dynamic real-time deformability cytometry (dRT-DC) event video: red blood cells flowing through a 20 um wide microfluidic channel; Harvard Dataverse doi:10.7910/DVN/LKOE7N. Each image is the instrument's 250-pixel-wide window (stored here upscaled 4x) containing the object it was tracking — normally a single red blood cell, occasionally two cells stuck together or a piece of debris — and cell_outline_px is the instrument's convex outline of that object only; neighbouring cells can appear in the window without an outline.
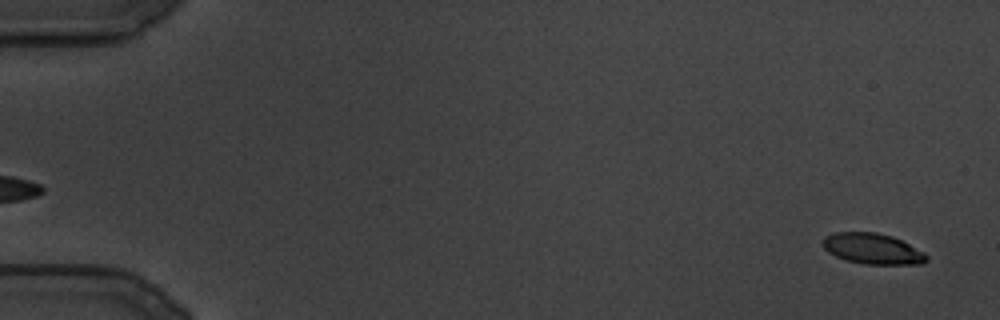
{"species": "common noctule bat (a hibernating species)", "species_latin": "Nyctalus noctula", "temperature_condition": "cold", "stored_images_in_passage": 34, "camera_frame_rate_fps": 3000, "um_per_image_px": 0.085, "animal": {"sex": "male", "body_mass_g": 19.5, "forearm_length_mm": 54.6}, "frame": {"image": 1, "passage_image": 1, "time_ms": 0.0, "image_size_px": [1000, 320], "cell_outline_px": [[928, 260], [924, 264], [864, 264], [844, 260], [828, 252], [824, 248], [824, 236], [832, 232], [876, 232], [892, 236], [924, 252], [928, 256]], "centroid_in_image_um": [74.17, 21.14], "position_along_channel_um": 10.8, "area_um2": 18.61}}
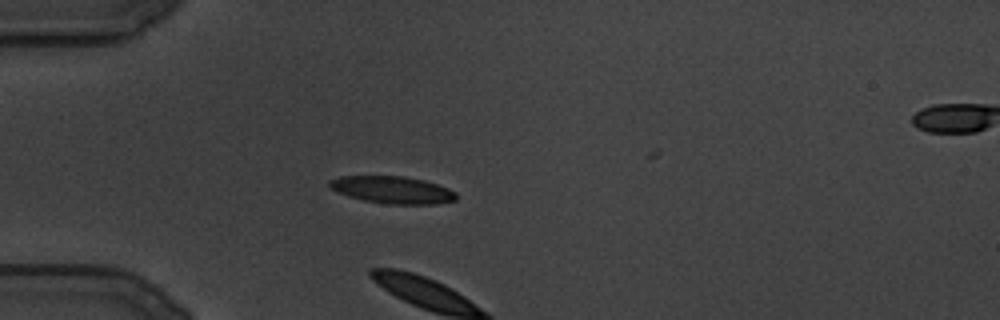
{"frame": {"image": 2, "passage_image": 32, "time_ms": 10.333, "image_size_px": [1000, 320], "cell_outline_px": [[456, 200], [436, 204], [388, 204], [364, 200], [348, 196], [332, 188], [328, 184], [328, 180], [340, 176], [404, 176], [424, 180], [448, 188], [456, 192]], "centroid_in_image_um": [33.37, 16.13], "position_along_channel_um": 51.6, "area_um2": 20.0}}